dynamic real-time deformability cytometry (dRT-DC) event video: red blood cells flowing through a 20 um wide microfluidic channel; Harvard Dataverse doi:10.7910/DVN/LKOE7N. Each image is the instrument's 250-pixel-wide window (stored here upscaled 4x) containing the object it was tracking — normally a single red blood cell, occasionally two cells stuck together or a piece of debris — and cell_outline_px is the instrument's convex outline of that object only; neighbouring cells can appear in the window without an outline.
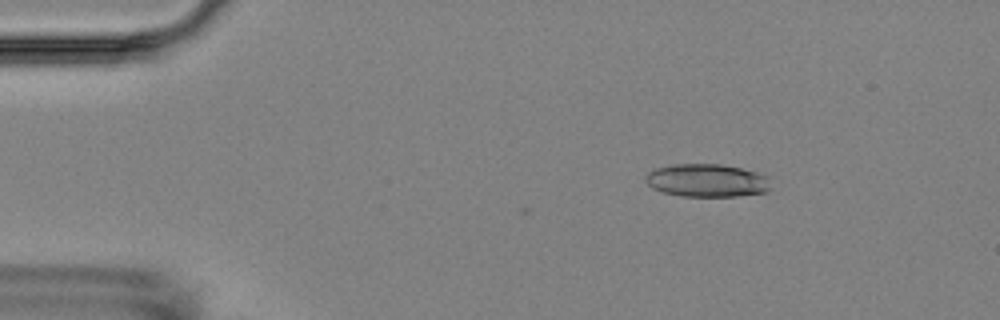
{"species": "Egyptian fruit bat (a non-hibernating species)", "species_latin": "Rousettus aegyptiacus", "temperature_condition": "room temperature", "stored_images_in_passage": 7, "camera_frame_rate_fps": 3000, "um_per_image_px": 0.085, "animal": {"sex": "female"}, "frame": {"image": 1, "passage_image": 3, "time_ms": 2.333, "image_size_px": [1000, 320], "cell_outline_px": [[768, 188], [764, 192], [736, 196], [680, 196], [664, 192], [652, 188], [644, 180], [644, 176], [648, 172], [656, 168], [676, 164], [720, 164], [740, 168], [756, 172], [768, 176]], "centroid_in_image_um": [60.03, 15.33], "position_along_channel_um": 25.0, "area_um2": 23.87}}
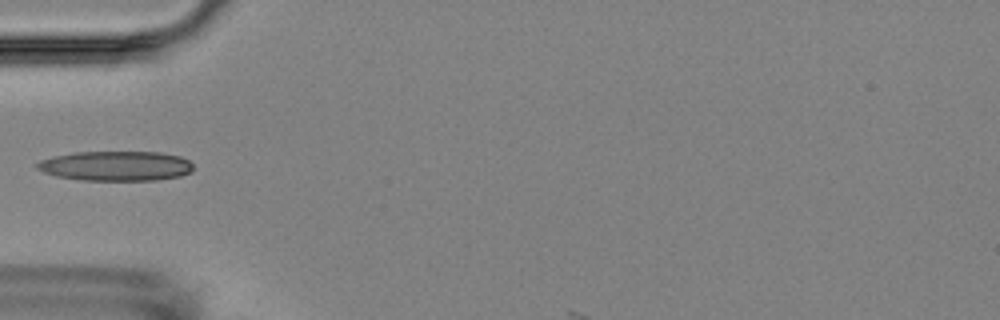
{"frame": {"image": 2, "passage_image": 6, "time_ms": 5.667, "image_size_px": [1000, 320], "cell_outline_px": [[192, 172], [180, 176], [156, 180], [80, 180], [56, 176], [44, 172], [36, 168], [36, 164], [40, 160], [56, 156], [76, 152], [160, 152], [180, 156], [188, 160], [192, 164]], "centroid_in_image_um": [9.86, 14.11], "position_along_channel_um": 75.1, "area_um2": 27.05}}